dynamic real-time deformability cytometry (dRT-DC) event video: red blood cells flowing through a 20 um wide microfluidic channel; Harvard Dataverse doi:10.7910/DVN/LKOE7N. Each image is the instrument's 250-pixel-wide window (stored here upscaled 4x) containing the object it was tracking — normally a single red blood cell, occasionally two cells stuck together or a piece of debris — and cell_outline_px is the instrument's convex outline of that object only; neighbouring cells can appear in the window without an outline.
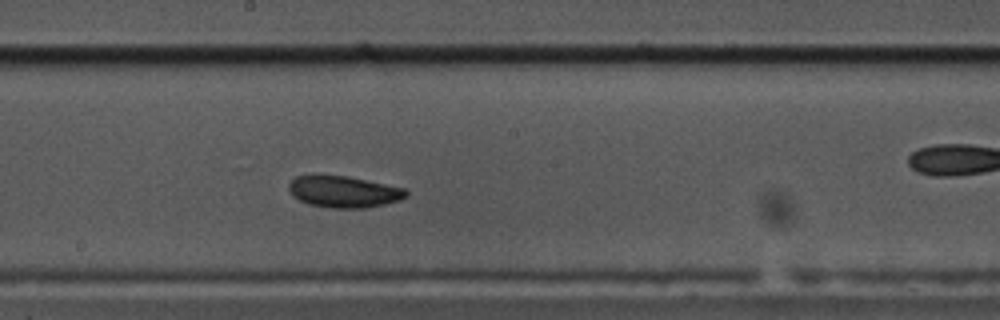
{"species": "common noctule bat (a hibernating species)", "species_latin": "Nyctalus noctula", "temperature_condition": "cold", "stored_images_in_passage": 53, "camera_frame_rate_fps": 3000, "um_per_image_px": 0.085, "animal": {"sex": "male", "body_mass_g": 17.5, "forearm_length_mm": 52.3}, "frame": {"image": 1, "passage_image": 25, "time_ms": 8.0, "image_size_px": [1000, 320], "cell_outline_px": [[408, 196], [400, 200], [384, 204], [364, 208], [332, 208], [308, 204], [292, 196], [288, 188], [288, 184], [296, 176], [316, 172], [348, 176], [404, 188], [408, 192]], "centroid_in_image_um": [29.16, 16.26], "position_along_channel_um": 219.0, "area_um2": 22.14}}
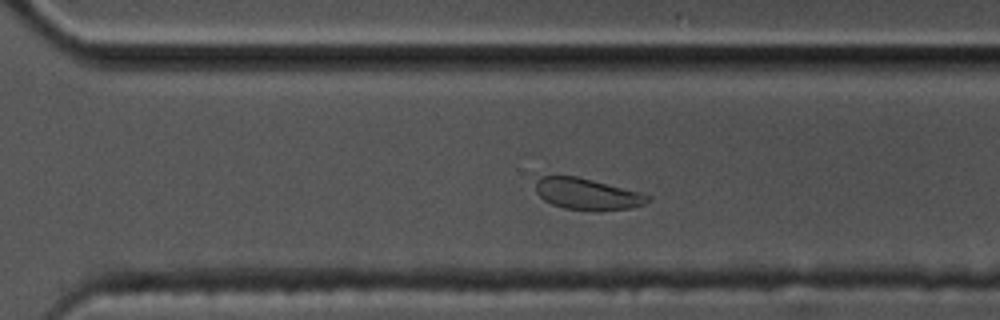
{"frame": {"image": 2, "passage_image": 34, "time_ms": 11.0, "image_size_px": [1000, 320], "cell_outline_px": [[652, 200], [644, 204], [632, 208], [600, 212], [596, 212], [564, 208], [552, 204], [544, 200], [536, 192], [536, 180], [540, 176], [576, 176], [644, 192], [652, 196]], "centroid_in_image_um": [50.0, 16.51], "position_along_channel_um": 320.6, "area_um2": 21.1}}
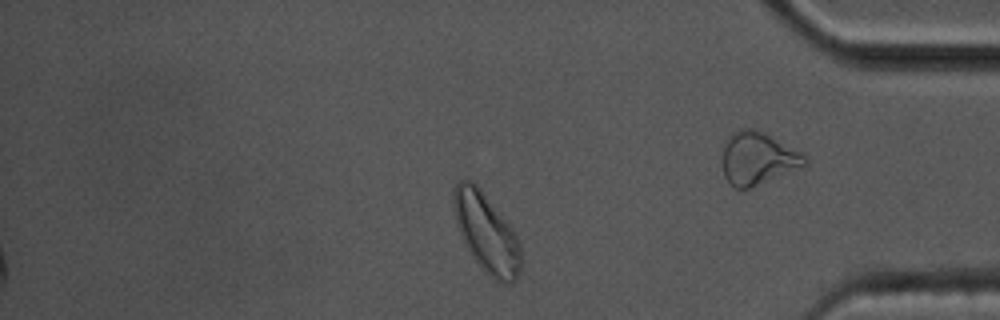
{"frame": {"image": 3, "passage_image": 43, "time_ms": 14.0, "image_size_px": [1000, 320], "cell_outline_px": [[520, 272], [516, 280], [512, 284], [504, 284], [496, 280], [484, 272], [468, 248], [460, 232], [456, 220], [452, 192], [456, 184], [460, 180], [472, 180], [476, 184], [516, 232], [520, 244]], "centroid_in_image_um": [41.38, 19.81], "position_along_channel_um": 393.8, "area_um2": 30.63}, "authors_computed_cell_mechanics": {"area_um2": 22.0796, "velocity_mm_per_s": 3.3908, "shape_relaxation_time_tau1_ms": 4.2416, "shape_relaxation_time_tau2_ms": null, "deformation_change_tau1": 0.1498, "deformation_change_tau2": null}}